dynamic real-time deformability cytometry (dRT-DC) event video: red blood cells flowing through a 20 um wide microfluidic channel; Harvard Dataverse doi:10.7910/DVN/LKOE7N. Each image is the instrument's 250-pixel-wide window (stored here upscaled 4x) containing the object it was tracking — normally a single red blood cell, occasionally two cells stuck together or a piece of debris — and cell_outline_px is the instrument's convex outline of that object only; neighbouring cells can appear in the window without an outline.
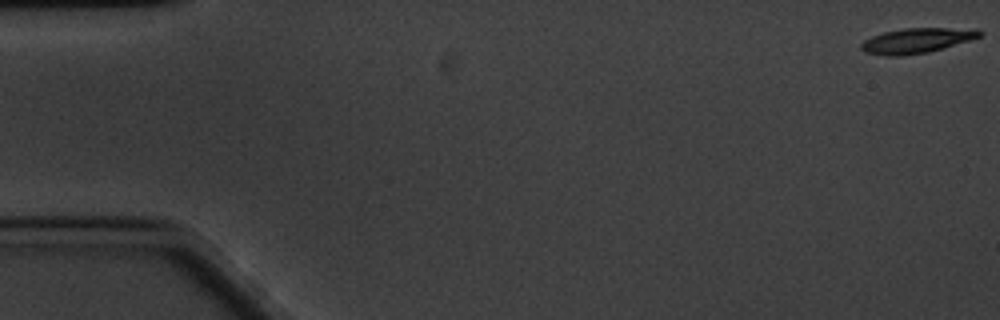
{"species": "common noctule bat (a hibernating species)", "species_latin": "Nyctalus noctula", "temperature_condition": "cold", "stored_images_in_passage": 61, "camera_frame_rate_fps": 3000, "um_per_image_px": 0.085, "animal": {"sex": "male", "body_mass_g": 20.1, "forearm_length_mm": 53.5}, "frame": {"image": 1, "passage_image": 1, "time_ms": 0.0, "image_size_px": [1000, 320], "cell_outline_px": [[984, 32], [980, 36], [968, 40], [928, 52], [900, 56], [884, 56], [864, 52], [860, 48], [860, 44], [864, 40], [872, 36], [884, 32], [904, 28], [980, 28]], "centroid_in_image_um": [77.9, 3.44], "position_along_channel_um": 7.1, "area_um2": 17.28}}
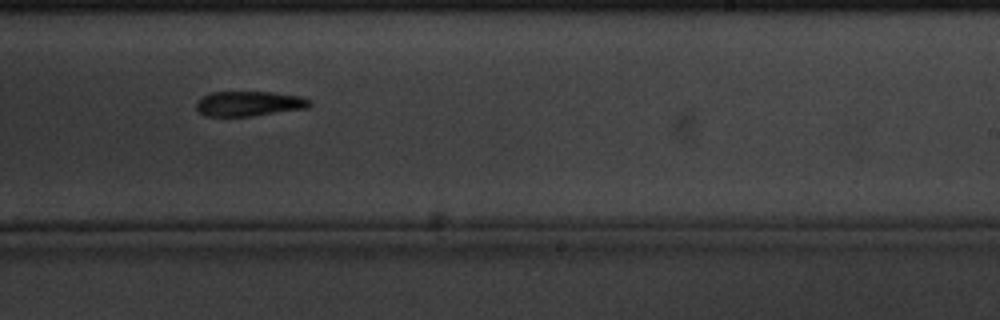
{"frame": {"image": 2, "passage_image": 37, "time_ms": 12.0, "image_size_px": [1000, 320], "cell_outline_px": [[312, 104], [308, 108], [252, 116], [204, 116], [196, 108], [196, 100], [212, 92], [272, 92], [300, 96], [312, 100]], "centroid_in_image_um": [21.19, 8.81], "position_along_channel_um": 267.8, "area_um2": 16.59}}
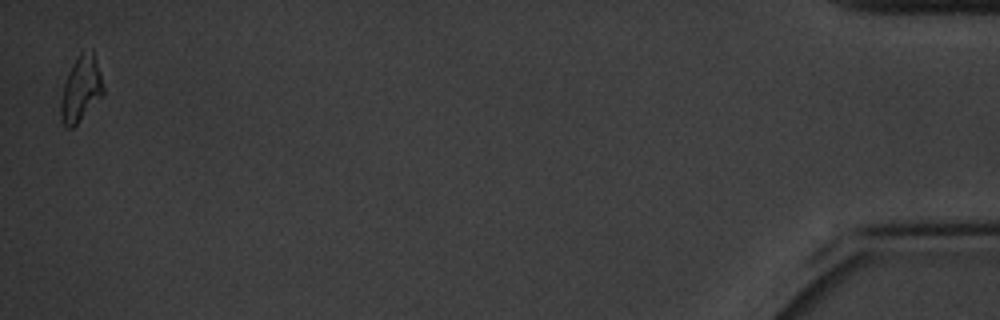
{"frame": {"image": 3, "passage_image": 60, "time_ms": 19.667, "image_size_px": [1000, 320], "cell_outline_px": [[104, 96], [72, 128], [64, 128], [60, 120], [60, 104], [64, 84], [68, 72], [72, 64], [80, 52], [92, 48], [100, 72], [104, 88]], "centroid_in_image_um": [6.88, 7.58], "position_along_channel_um": 428.3, "area_um2": 16.47}, "authors_computed_cell_mechanics": {"area_um2": 17.1088, "velocity_mm_per_s": 3.3013, "shape_relaxation_time_tau1_ms": 4.5661, "shape_relaxation_time_tau2_ms": null, "deformation_change_tau1": 0.122, "deformation_change_tau2": null}}